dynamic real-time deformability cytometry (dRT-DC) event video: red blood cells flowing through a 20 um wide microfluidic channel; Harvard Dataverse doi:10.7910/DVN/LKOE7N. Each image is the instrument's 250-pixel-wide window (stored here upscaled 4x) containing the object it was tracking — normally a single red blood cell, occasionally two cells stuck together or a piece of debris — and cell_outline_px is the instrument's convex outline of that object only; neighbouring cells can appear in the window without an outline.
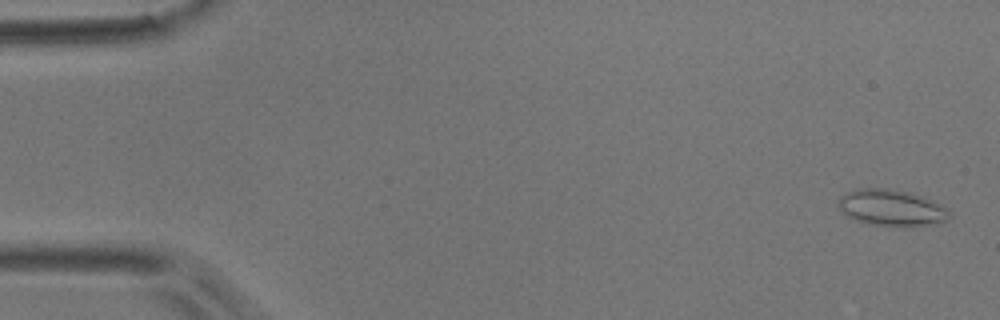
{"species": "common noctule bat (a hibernating species)", "species_latin": "Nyctalus noctula", "temperature_condition": "room temperature", "stored_images_in_passage": 54, "camera_frame_rate_fps": 3000, "um_per_image_px": 0.085, "animal": {"sex": "male", "body_mass_g": 17.9}, "frame": {"image": 1, "passage_image": 2, "time_ms": 0.333, "image_size_px": [1000, 320], "cell_outline_px": [[952, 212], [944, 220], [932, 224], [912, 228], [900, 228], [868, 224], [856, 220], [848, 216], [836, 204], [840, 196], [844, 192], [856, 188], [888, 188], [908, 192], [924, 196], [948, 208]], "centroid_in_image_um": [75.77, 17.67], "position_along_channel_um": 9.2, "area_um2": 24.16}}
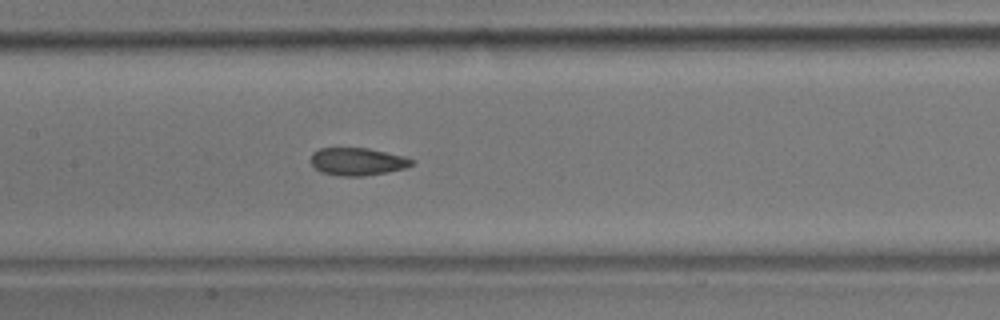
{"frame": {"image": 2, "passage_image": 26, "time_ms": 8.333, "image_size_px": [1000, 320], "cell_outline_px": [[416, 160], [412, 164], [404, 168], [388, 172], [364, 176], [340, 176], [320, 172], [308, 160], [312, 152], [320, 148], [368, 148], [404, 156]], "centroid_in_image_um": [30.35, 13.73], "position_along_channel_um": 177.0, "area_um2": 16.42}}
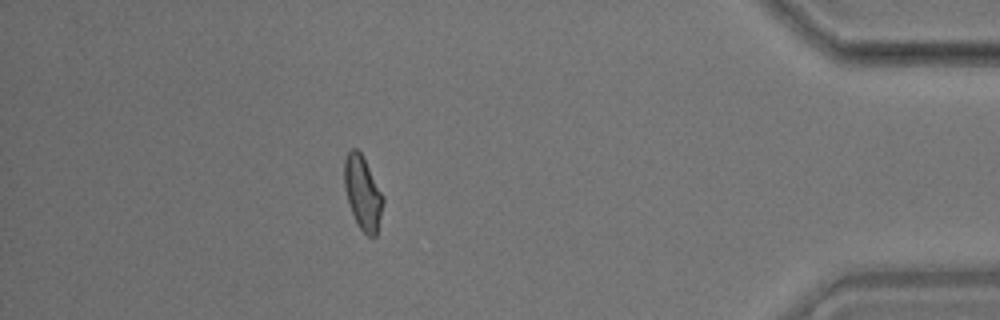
{"frame": {"image": 3, "passage_image": 48, "time_ms": 15.667, "image_size_px": [1000, 320], "cell_outline_px": [[384, 200], [376, 236], [368, 236], [360, 228], [352, 212], [344, 188], [344, 160], [348, 152], [352, 148], [356, 148], [360, 152], [384, 196]], "centroid_in_image_um": [30.83, 16.38], "position_along_channel_um": 404.4, "area_um2": 16.3}, "authors_computed_cell_mechanics": {"area_um2": 16.8776, "velocity_mm_per_s": 3.7166, "shape_relaxation_time_tau1_ms": 6.6529, "shape_relaxation_time_tau2_ms": 1.8831, "deformation_change_tau1": 0.1471, "deformation_change_tau2": 0.0832}}